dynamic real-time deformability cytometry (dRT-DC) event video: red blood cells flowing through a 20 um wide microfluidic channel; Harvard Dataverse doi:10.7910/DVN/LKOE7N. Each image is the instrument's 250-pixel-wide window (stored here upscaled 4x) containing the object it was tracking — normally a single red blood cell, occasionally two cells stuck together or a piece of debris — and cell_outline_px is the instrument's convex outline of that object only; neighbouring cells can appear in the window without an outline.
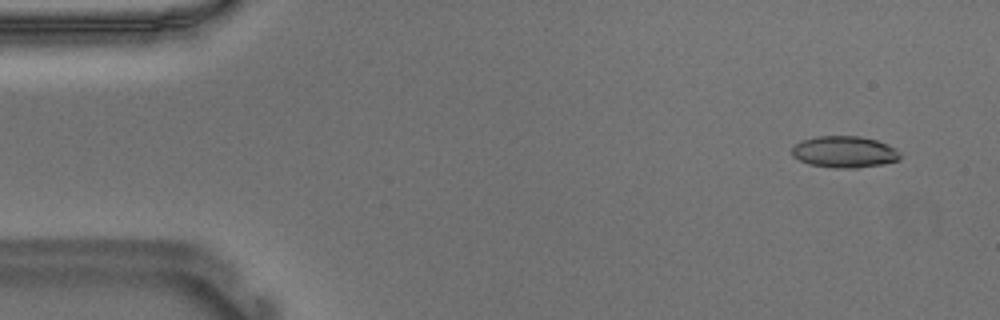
{"species": "Egyptian fruit bat (a non-hibernating species)", "species_latin": "Rousettus aegyptiacus", "temperature_condition": "warm", "stored_images_in_passage": 54, "camera_frame_rate_fps": 3000, "um_per_image_px": 0.085, "animal": {"sex": "male"}, "frame": {"image": 1, "passage_image": 4, "time_ms": 1.0, "image_size_px": [1000, 320], "cell_outline_px": [[900, 160], [880, 164], [856, 168], [832, 168], [808, 164], [792, 156], [792, 148], [796, 144], [804, 140], [816, 136], [860, 136], [876, 140], [888, 144], [896, 148], [900, 152]], "centroid_in_image_um": [71.79, 12.91], "position_along_channel_um": 13.2, "area_um2": 19.94}}
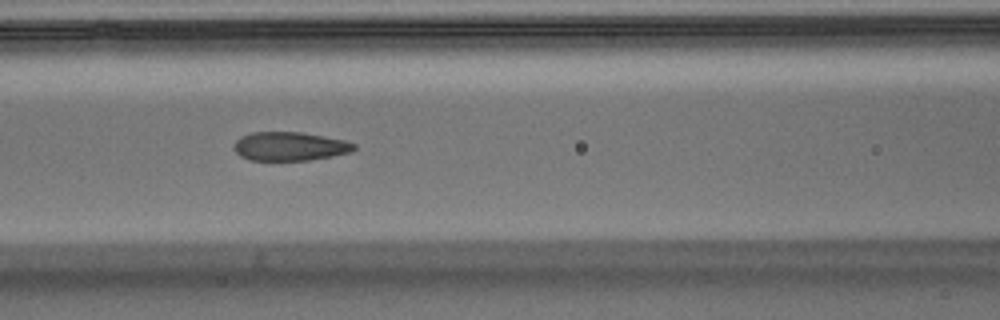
{"frame": {"image": 2, "passage_image": 23, "time_ms": 7.333, "image_size_px": [1000, 320], "cell_outline_px": [[356, 148], [352, 152], [332, 156], [308, 160], [248, 160], [240, 156], [232, 148], [232, 144], [240, 136], [252, 132], [300, 132], [324, 136], [344, 140], [356, 144]], "centroid_in_image_um": [24.6, 12.43], "position_along_channel_um": 142.0, "area_um2": 20.29}}
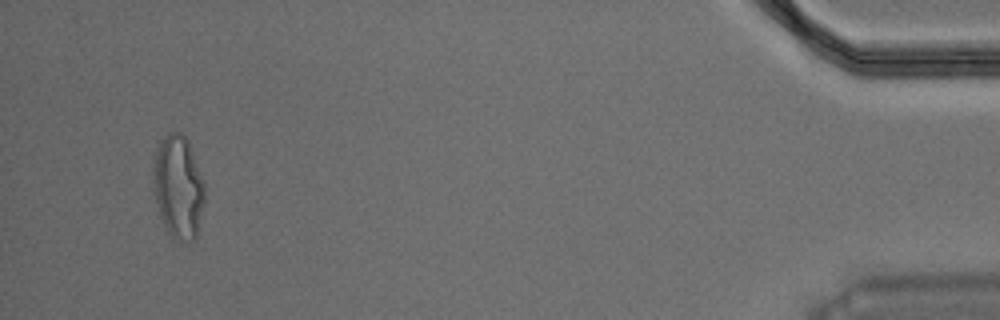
{"frame": {"image": 3, "passage_image": 52, "time_ms": 17.0, "image_size_px": [1000, 320], "cell_outline_px": [[204, 204], [196, 236], [192, 240], [188, 240], [172, 236], [168, 232], [160, 216], [152, 188], [152, 168], [156, 148], [160, 140], [168, 132], [180, 132], [188, 140], [204, 180]], "centroid_in_image_um": [15.13, 15.82], "position_along_channel_um": 420.1, "area_um2": 31.04}, "authors_computed_cell_mechanics": {"area_um2": 20.8947, "velocity_mm_per_s": 3.6894, "shape_relaxation_time_tau1_ms": 7.6181, "shape_relaxation_time_tau2_ms": 1.0583, "deformation_change_tau1": 0.2109, "deformation_change_tau2": 0.0804}}